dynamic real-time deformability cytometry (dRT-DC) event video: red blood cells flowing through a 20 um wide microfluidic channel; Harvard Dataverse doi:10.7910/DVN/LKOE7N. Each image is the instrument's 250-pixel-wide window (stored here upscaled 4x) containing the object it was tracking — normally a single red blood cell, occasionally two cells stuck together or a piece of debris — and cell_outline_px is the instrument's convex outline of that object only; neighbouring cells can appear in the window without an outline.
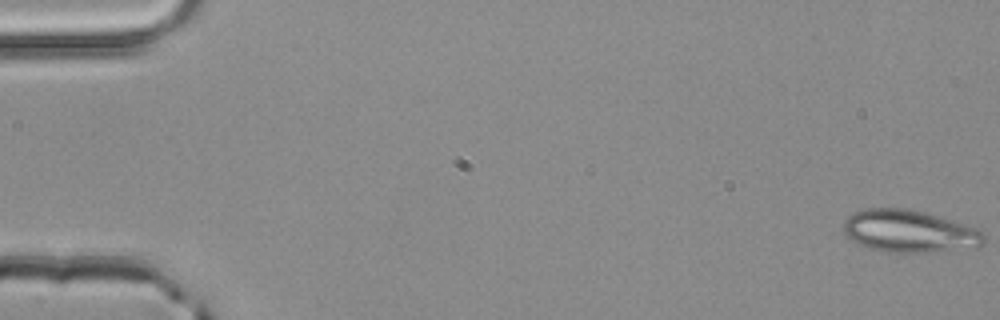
{"species": "common noctule bat (a hibernating species)", "species_latin": "Nyctalus noctula", "temperature_condition": "room temperature", "stored_images_in_passage": 18, "camera_frame_rate_fps": 3000, "um_per_image_px": 0.085, "animal": {"sex": "male", "body_mass_g": 20.4}, "frame": {"image": 1, "passage_image": 1, "time_ms": 0.0, "image_size_px": [1000, 320], "cell_outline_px": [[984, 244], [928, 252], [888, 252], [868, 248], [856, 244], [844, 232], [844, 220], [852, 212], [868, 208], [908, 208], [924, 212], [972, 228], [980, 232], [984, 236]], "centroid_in_image_um": [77.14, 19.64], "position_along_channel_um": 7.9, "area_um2": 33.76}}